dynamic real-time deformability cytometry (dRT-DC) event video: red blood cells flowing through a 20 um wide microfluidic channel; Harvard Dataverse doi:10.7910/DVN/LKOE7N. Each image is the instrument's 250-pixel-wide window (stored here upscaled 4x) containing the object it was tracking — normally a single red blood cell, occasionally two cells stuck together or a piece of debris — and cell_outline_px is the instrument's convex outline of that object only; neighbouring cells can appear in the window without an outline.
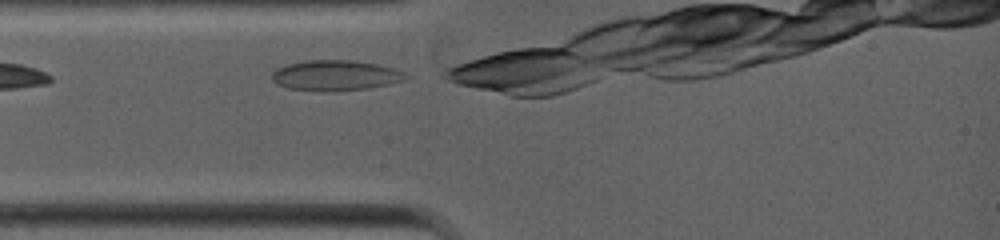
{"species": "common noctule bat (a hibernating species)", "species_latin": "Nyctalus noctula", "temperature_condition": "warm", "stored_images_in_passage": 4, "camera_frame_rate_fps": 5000, "um_per_image_px": 0.085, "animal": {"sex": "female", "body_mass_g": 19.0, "forearm_length_mm": 53.3}, "frame": {"image": 1, "passage_image": 1, "time_ms": 0.0, "image_size_px": [1000, 240], "cell_outline_px": [[404, 80], [388, 84], [368, 88], [288, 88], [272, 80], [272, 72], [276, 68], [288, 64], [308, 60], [348, 60], [376, 64], [392, 68], [404, 72]], "centroid_in_image_um": [28.5, 6.35], "position_along_channel_um": 56.5, "area_um2": 22.2}}